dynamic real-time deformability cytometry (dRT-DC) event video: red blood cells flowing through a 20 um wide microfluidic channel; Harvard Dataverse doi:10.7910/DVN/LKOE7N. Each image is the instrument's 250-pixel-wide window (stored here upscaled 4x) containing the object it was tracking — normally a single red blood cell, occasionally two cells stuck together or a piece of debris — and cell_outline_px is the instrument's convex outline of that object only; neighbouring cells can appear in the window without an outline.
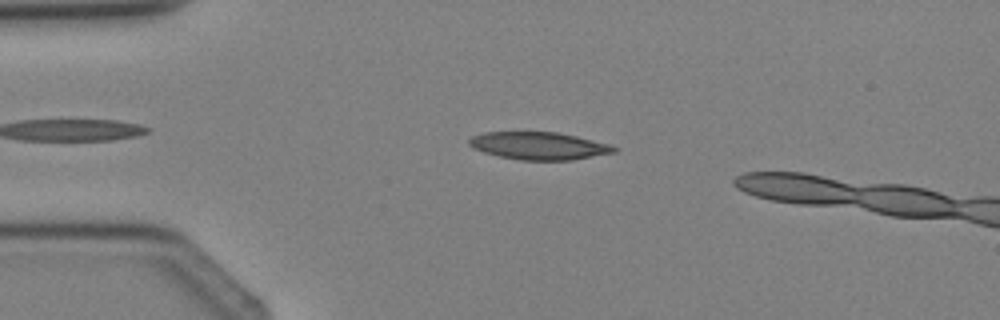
{"species": "Egyptian fruit bat (a non-hibernating species)", "species_latin": "Rousettus aegyptiacus", "temperature_condition": "cold", "stored_images_in_passage": 4, "camera_frame_rate_fps": 3000, "um_per_image_px": 0.085, "animal": {"sex": "female"}, "frame": {"image": 1, "passage_image": 3, "time_ms": 2.333, "image_size_px": [1000, 320], "cell_outline_px": [[616, 152], [572, 160], [520, 160], [500, 156], [484, 152], [472, 148], [468, 144], [468, 140], [472, 136], [484, 132], [556, 132], [576, 136], [608, 144], [616, 148]], "centroid_in_image_um": [45.76, 12.39], "position_along_channel_um": 39.2, "area_um2": 23.12}}